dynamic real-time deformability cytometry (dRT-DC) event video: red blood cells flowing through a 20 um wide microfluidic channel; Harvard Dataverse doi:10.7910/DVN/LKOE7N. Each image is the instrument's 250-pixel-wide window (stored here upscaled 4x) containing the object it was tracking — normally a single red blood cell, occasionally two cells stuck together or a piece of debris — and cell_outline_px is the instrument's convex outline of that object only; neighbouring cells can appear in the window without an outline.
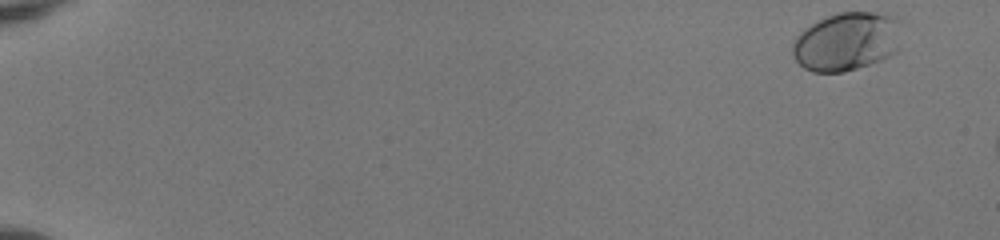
{"species": "human", "species_latin": "Homo sapiens", "temperature_condition": "room temperature", "stored_images_in_passage": 9, "camera_frame_rate_fps": 3000, "um_per_image_px": 0.085, "donor": {"sex": "female"}, "frame": {"image": 1, "passage_image": 1, "time_ms": 0.0, "image_size_px": [1000, 240], "cell_outline_px": [[884, 16], [880, 56], [876, 60], [868, 64], [856, 68], [840, 72], [816, 72], [804, 68], [796, 60], [792, 52], [792, 48], [796, 40], [812, 24], [828, 16], [840, 12], [868, 12]], "centroid_in_image_um": [71.44, 3.6], "position_along_channel_um": 13.6, "area_um2": 31.44}}